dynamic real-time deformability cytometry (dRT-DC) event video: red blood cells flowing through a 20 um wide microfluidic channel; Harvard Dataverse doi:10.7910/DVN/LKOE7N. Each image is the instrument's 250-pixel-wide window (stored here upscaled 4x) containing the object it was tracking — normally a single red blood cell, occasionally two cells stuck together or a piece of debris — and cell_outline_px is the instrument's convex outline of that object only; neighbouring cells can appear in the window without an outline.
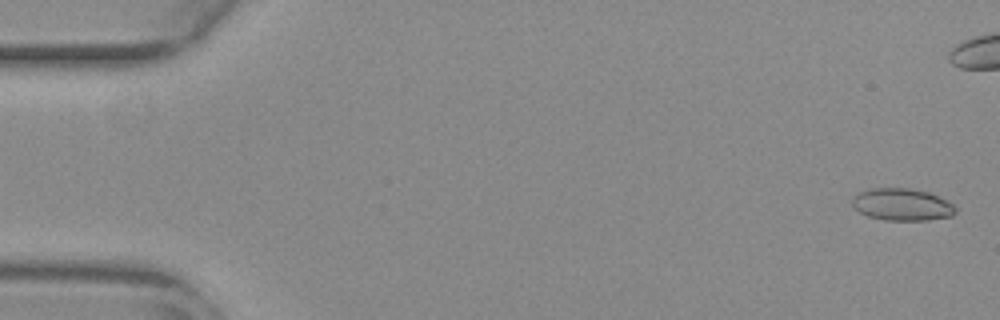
{"species": "common noctule bat (a hibernating species)", "species_latin": "Nyctalus noctula", "temperature_condition": "warm", "stored_images_in_passage": 45, "camera_frame_rate_fps": 3000, "um_per_image_px": 0.085, "animal": {"sex": "female", "body_mass_g": 29.2, "forearm_length_mm": 56.3}, "frame": {"image": 1, "passage_image": 2, "time_ms": 0.333, "image_size_px": [1000, 320], "cell_outline_px": [[956, 212], [952, 216], [928, 220], [884, 220], [868, 216], [860, 212], [852, 204], [852, 200], [860, 192], [868, 188], [908, 188], [928, 192], [952, 204], [956, 208]], "centroid_in_image_um": [76.67, 17.39], "position_along_channel_um": 8.3, "area_um2": 19.13}}
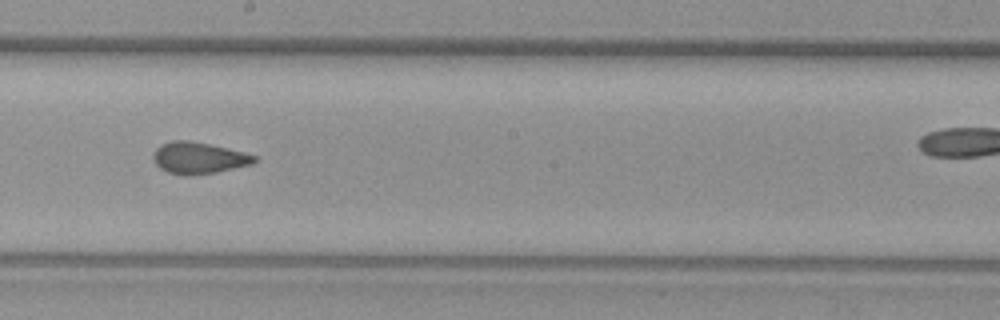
{"frame": {"image": 2, "passage_image": 31, "time_ms": 10.0, "image_size_px": [1000, 320], "cell_outline_px": [[256, 160], [252, 164], [216, 172], [188, 176], [180, 176], [168, 172], [160, 168], [156, 164], [152, 156], [156, 148], [160, 144], [172, 140], [188, 140], [208, 144], [244, 152], [256, 156]], "centroid_in_image_um": [16.84, 13.43], "position_along_channel_um": 231.4, "area_um2": 18.61}}
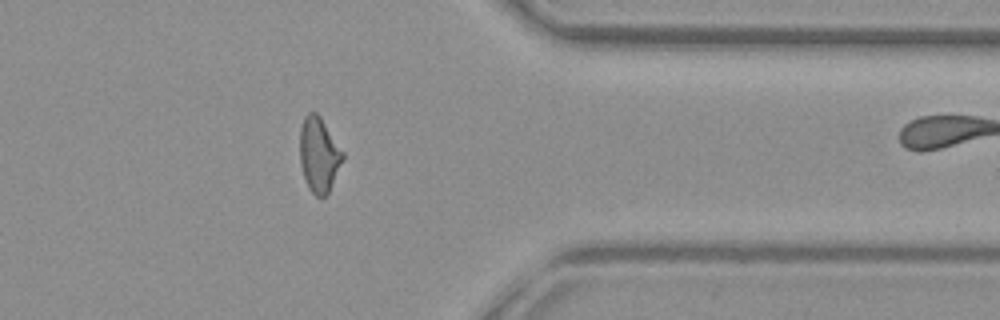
{"frame": {"image": 3, "passage_image": 44, "time_ms": 14.333, "image_size_px": [1000, 320], "cell_outline_px": [[344, 156], [328, 192], [324, 196], [316, 196], [308, 188], [300, 164], [300, 128], [304, 116], [308, 112], [316, 112], [320, 116], [344, 152]], "centroid_in_image_um": [27.09, 13.11], "position_along_channel_um": 384.3, "area_um2": 18.5}}